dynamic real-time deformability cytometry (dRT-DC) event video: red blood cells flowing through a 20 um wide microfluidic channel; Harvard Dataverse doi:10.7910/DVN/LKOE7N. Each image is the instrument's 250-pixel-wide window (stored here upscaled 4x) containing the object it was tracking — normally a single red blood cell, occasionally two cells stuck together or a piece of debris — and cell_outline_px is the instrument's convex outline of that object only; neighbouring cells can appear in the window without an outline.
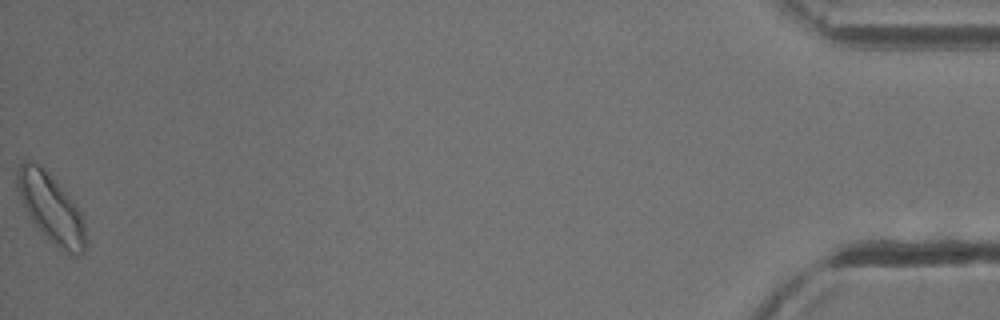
{"species": "common noctule bat (a hibernating species)", "species_latin": "Nyctalus noctula", "temperature_condition": "cold", "stored_images_in_passage": 42, "camera_frame_rate_fps": 3000, "um_per_image_px": 0.085, "animal": {"sex": "male", "body_mass_g": 13.3}, "frame": {"image": 1, "passage_image": 42, "time_ms": 13.667, "image_size_px": [1000, 320], "cell_outline_px": [[88, 248], [84, 252], [76, 256], [56, 248], [48, 240], [32, 220], [20, 196], [16, 184], [16, 168], [24, 160], [28, 160], [44, 168], [56, 180], [72, 200], [80, 212], [84, 224]], "centroid_in_image_um": [4.36, 17.72], "position_along_channel_um": 430.8, "area_um2": 27.4}, "authors_computed_cell_mechanics": {"area_um2": 19.1607, "velocity_mm_per_s": 3.8593, "shape_relaxation_time_tau1_ms": null, "shape_relaxation_time_tau2_ms": 7.0936, "deformation_change_tau1": null, "deformation_change_tau2": 0.1525}}